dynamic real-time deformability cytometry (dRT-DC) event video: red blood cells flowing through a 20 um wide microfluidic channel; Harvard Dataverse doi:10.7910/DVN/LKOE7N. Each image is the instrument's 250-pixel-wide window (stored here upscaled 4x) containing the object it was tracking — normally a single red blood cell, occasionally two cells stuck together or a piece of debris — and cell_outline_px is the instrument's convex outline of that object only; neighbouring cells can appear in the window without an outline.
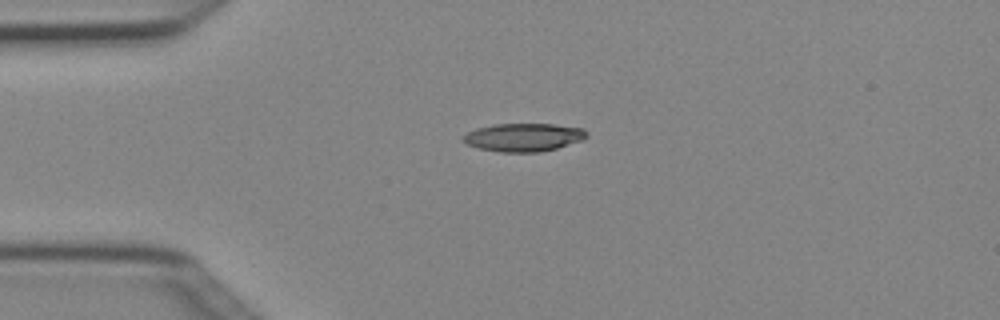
{"species": "Egyptian fruit bat (a non-hibernating species)", "species_latin": "Rousettus aegyptiacus", "temperature_condition": "cold", "stored_images_in_passage": 2, "camera_frame_rate_fps": 3000, "um_per_image_px": 0.085, "animal": {"sex": "female"}, "frame": {"image": 1, "passage_image": 1, "time_ms": 0.0, "image_size_px": [1000, 320], "cell_outline_px": [[588, 136], [584, 140], [556, 148], [540, 152], [500, 152], [480, 148], [468, 144], [460, 140], [460, 136], [476, 128], [492, 124], [552, 124], [584, 128], [588, 132]], "centroid_in_image_um": [44.51, 11.66], "position_along_channel_um": 40.5, "area_um2": 20.46}}